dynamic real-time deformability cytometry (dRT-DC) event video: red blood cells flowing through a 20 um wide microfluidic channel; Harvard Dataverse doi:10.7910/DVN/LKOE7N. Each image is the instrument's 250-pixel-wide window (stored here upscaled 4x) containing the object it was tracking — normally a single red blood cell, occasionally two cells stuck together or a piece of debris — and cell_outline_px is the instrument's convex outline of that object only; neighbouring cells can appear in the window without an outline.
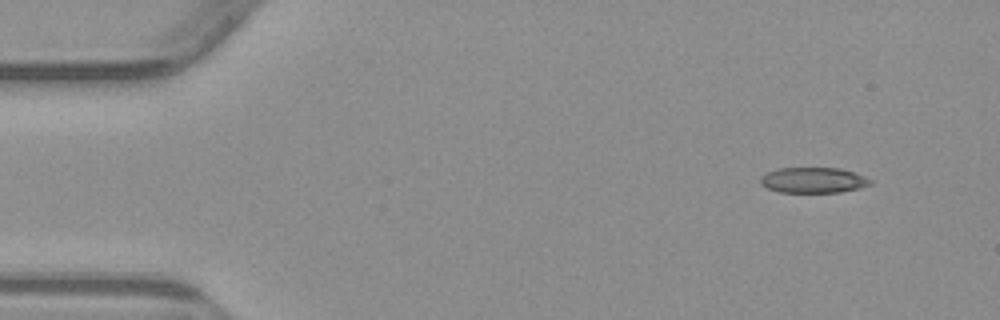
{"species": "common noctule bat (a hibernating species)", "species_latin": "Nyctalus noctula", "temperature_condition": "warm", "stored_images_in_passage": 6, "segment_of_instrument_passage": [2, 2], "camera_frame_rate_fps": 3000, "um_per_image_px": 0.085, "animal": {"sex": "male", "body_mass_g": 23.1, "forearm_length_mm": 52.7}, "frame": {"image": 1, "passage_image": 6, "time_ms": 6.333, "image_size_px": [1000, 320], "cell_outline_px": [[872, 184], [860, 188], [840, 192], [780, 192], [768, 188], [760, 184], [760, 176], [768, 172], [780, 168], [840, 168], [856, 172], [872, 180]], "centroid_in_image_um": [69.16, 15.31], "position_along_channel_um": 15.8, "area_um2": 16.42}}